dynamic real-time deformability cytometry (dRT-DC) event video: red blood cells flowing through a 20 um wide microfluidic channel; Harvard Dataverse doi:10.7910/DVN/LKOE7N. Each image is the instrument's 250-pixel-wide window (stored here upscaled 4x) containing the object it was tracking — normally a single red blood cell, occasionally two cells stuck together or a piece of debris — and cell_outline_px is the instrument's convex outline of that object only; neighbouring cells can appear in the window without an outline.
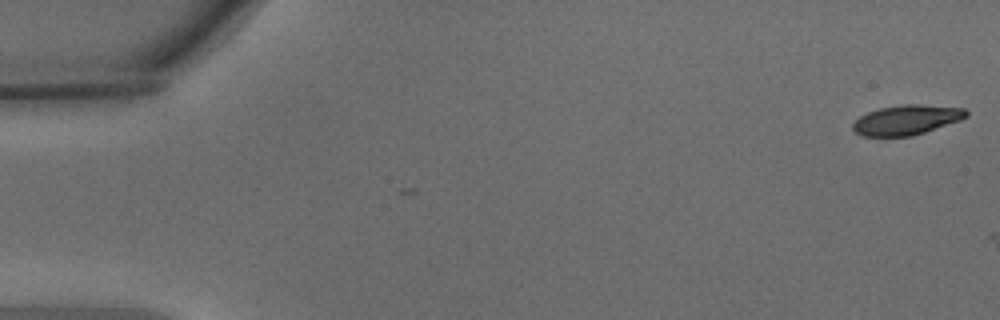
{"species": "common noctule bat (a hibernating species)", "species_latin": "Nyctalus noctula", "temperature_condition": "warm", "stored_images_in_passage": 3, "camera_frame_rate_fps": 3000, "um_per_image_px": 0.085, "animal": {"sex": "male", "body_mass_g": 15.6}, "frame": {"image": 1, "passage_image": 1, "time_ms": 0.0, "image_size_px": [1000, 320], "cell_outline_px": [[968, 116], [960, 120], [912, 136], [860, 136], [852, 128], [852, 124], [860, 116], [868, 112], [880, 108], [904, 104], [920, 104], [964, 108], [968, 112]], "centroid_in_image_um": [77.05, 10.19], "position_along_channel_um": 7.9, "area_um2": 19.59}}